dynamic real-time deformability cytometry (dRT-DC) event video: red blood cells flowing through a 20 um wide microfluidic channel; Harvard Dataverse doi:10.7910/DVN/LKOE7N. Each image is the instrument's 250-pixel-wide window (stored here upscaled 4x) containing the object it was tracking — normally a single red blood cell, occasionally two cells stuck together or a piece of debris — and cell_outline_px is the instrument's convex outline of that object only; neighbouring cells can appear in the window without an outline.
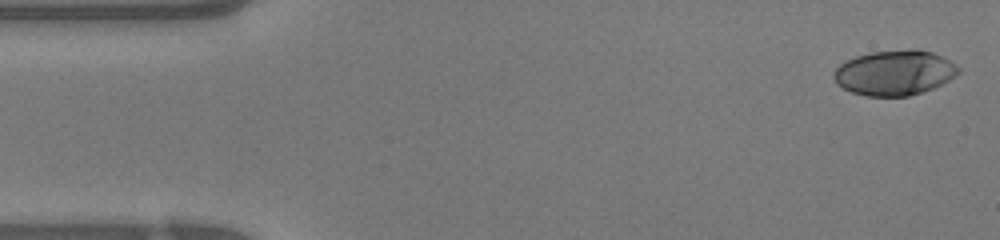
{"species": "human", "species_latin": "Homo sapiens", "temperature_condition": "warm", "stored_images_in_passage": 47, "camera_frame_rate_fps": 3000, "um_per_image_px": 0.085, "donor": {"sex": "female"}, "frame": {"image": 1, "passage_image": 1, "time_ms": 0.0, "image_size_px": [1000, 240], "cell_outline_px": [[960, 72], [956, 76], [932, 88], [908, 96], [868, 96], [852, 92], [836, 84], [832, 76], [832, 72], [840, 64], [856, 56], [872, 52], [912, 48], [916, 48], [932, 52], [956, 64], [960, 68]], "centroid_in_image_um": [76.02, 6.17], "position_along_channel_um": 9.0, "area_um2": 32.71}}
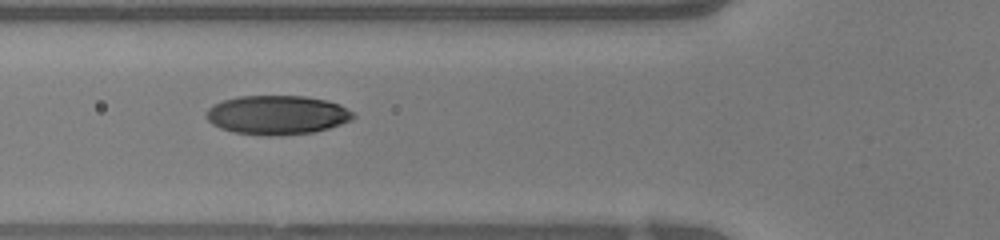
{"frame": {"image": 2, "passage_image": 16, "time_ms": 5.0, "image_size_px": [1000, 240], "cell_outline_px": [[356, 116], [352, 120], [328, 128], [312, 132], [272, 136], [264, 136], [236, 132], [220, 128], [212, 124], [204, 116], [208, 108], [224, 100], [236, 96], [304, 96], [328, 100], [340, 104], [352, 112]], "centroid_in_image_um": [23.55, 9.77], "position_along_channel_um": 102.2, "area_um2": 33.47}}
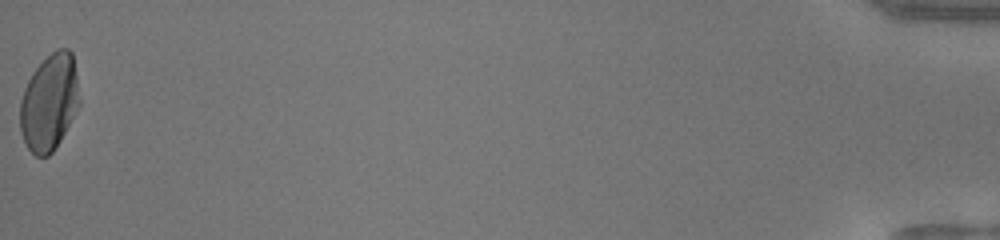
{"frame": {"image": 3, "passage_image": 47, "time_ms": 15.333, "image_size_px": [1000, 240], "cell_outline_px": [[80, 104], [60, 140], [52, 152], [48, 156], [36, 156], [28, 148], [20, 132], [20, 100], [24, 88], [32, 72], [56, 48], [68, 48], [72, 52], [80, 100]], "centroid_in_image_um": [4.18, 8.7], "position_along_channel_um": 431.0, "area_um2": 33.18}, "authors_computed_cell_mechanics": {"area_um2": 32.657, "velocity_mm_per_s": 4.2678, "shape_relaxation_time_tau1_ms": 5.9251, "shape_relaxation_time_tau2_ms": null, "deformation_change_tau1": 0.2646, "deformation_change_tau2": null}}